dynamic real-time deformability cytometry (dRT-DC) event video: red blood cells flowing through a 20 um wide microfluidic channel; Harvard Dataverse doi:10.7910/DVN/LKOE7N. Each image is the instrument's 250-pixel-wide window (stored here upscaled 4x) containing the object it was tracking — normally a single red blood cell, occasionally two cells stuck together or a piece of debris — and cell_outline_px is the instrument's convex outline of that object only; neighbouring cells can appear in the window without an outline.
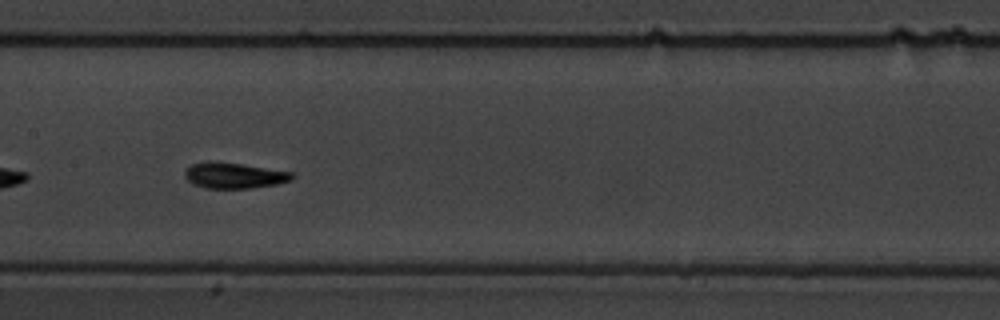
{"species": "common noctule bat (a hibernating species)", "species_latin": "Nyctalus noctula", "temperature_condition": "warm", "stored_images_in_passage": 9, "camera_frame_rate_fps": 3000, "um_per_image_px": 0.085, "animal": {"sex": "male", "body_mass_g": 19.5, "forearm_length_mm": 54.6}, "frame": {"image": 1, "passage_image": 6, "time_ms": 8.667, "image_size_px": [1000, 320], "cell_outline_px": [[296, 176], [292, 180], [276, 184], [252, 188], [204, 188], [192, 184], [184, 176], [184, 168], [192, 164], [208, 160], [216, 160], [292, 172]], "centroid_in_image_um": [19.85, 14.9], "position_along_channel_um": 187.5, "area_um2": 16.42}}
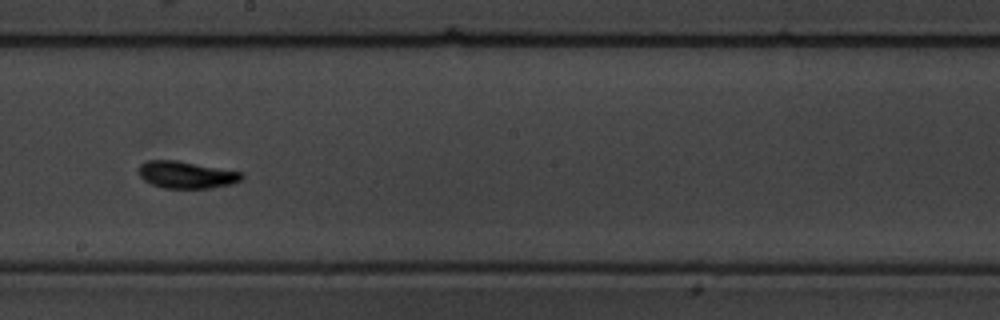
{"frame": {"image": 2, "passage_image": 7, "time_ms": 10.0, "image_size_px": [1000, 320], "cell_outline_px": [[244, 176], [240, 180], [232, 184], [208, 188], [164, 188], [152, 184], [144, 180], [136, 172], [136, 168], [140, 164], [148, 160], [176, 160], [244, 172]], "centroid_in_image_um": [15.81, 14.85], "position_along_channel_um": 232.4, "area_um2": 16.42}}
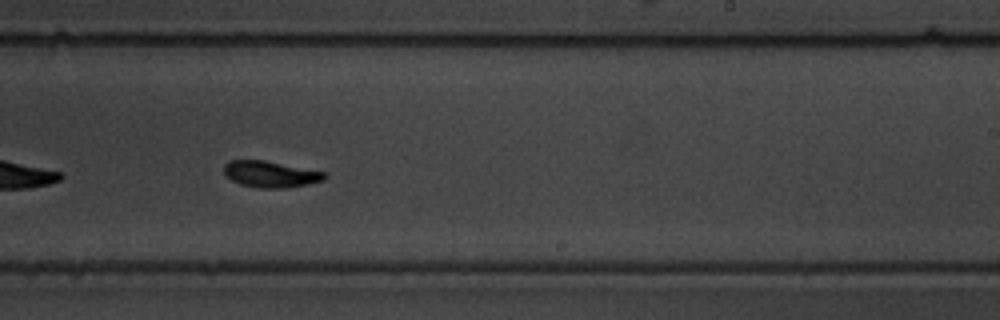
{"frame": {"image": 3, "passage_image": 8, "time_ms": 11.0, "image_size_px": [1000, 320], "cell_outline_px": [[328, 176], [324, 180], [308, 184], [284, 188], [260, 188], [240, 184], [224, 176], [224, 164], [228, 160], [264, 160], [324, 172]], "centroid_in_image_um": [22.96, 14.8], "position_along_channel_um": 266.0, "area_um2": 15.43}}